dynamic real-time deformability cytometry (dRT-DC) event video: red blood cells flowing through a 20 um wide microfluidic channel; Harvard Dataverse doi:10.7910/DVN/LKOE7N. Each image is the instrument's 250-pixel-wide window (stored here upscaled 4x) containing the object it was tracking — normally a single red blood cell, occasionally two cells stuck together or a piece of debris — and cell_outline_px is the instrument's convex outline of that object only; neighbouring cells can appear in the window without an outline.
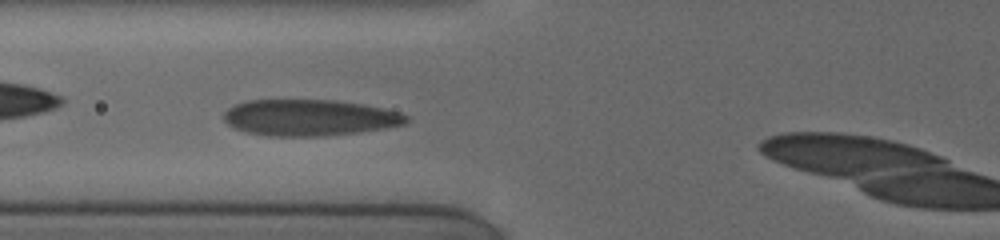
{"species": "human", "species_latin": "Homo sapiens", "temperature_condition": "cold", "stored_images_in_passage": 23, "camera_frame_rate_fps": 3000, "um_per_image_px": 0.085, "donor": {"sex": "female"}, "frame": {"image": 1, "passage_image": 5, "time_ms": 2.0, "image_size_px": [1000, 240], "cell_outline_px": [[408, 120], [404, 124], [356, 132], [324, 136], [268, 136], [244, 132], [232, 128], [224, 120], [224, 112], [228, 108], [236, 104], [248, 100], [332, 100], [360, 104], [400, 112], [408, 116]], "centroid_in_image_um": [26.22, 10.0], "position_along_channel_um": 99.6, "area_um2": 38.32}}
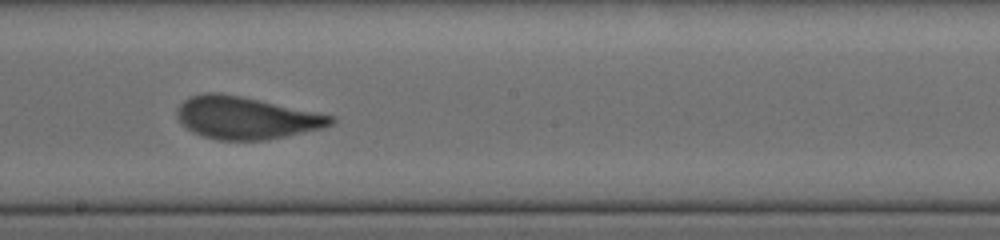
{"frame": {"image": 2, "passage_image": 11, "time_ms": 5.333, "image_size_px": [1000, 240], "cell_outline_px": [[336, 120], [332, 124], [324, 128], [268, 140], [216, 140], [192, 132], [176, 116], [180, 104], [184, 100], [192, 96], [204, 92], [216, 92], [240, 96], [336, 116]], "centroid_in_image_um": [20.95, 10.02], "position_along_channel_um": 227.3, "area_um2": 37.8}}
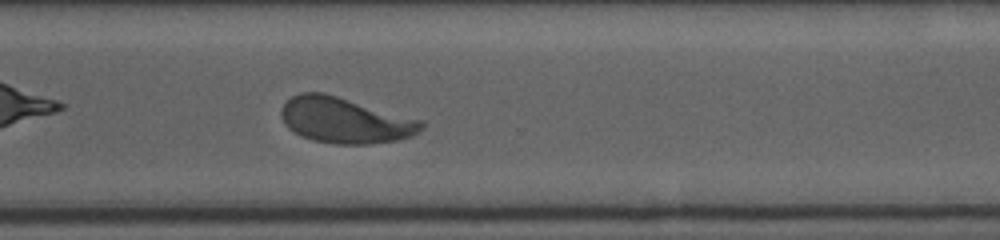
{"frame": {"image": 3, "passage_image": 18, "time_ms": 8.333, "image_size_px": [1000, 240], "cell_outline_px": [[424, 128], [412, 136], [396, 140], [368, 144], [336, 144], [316, 140], [304, 136], [288, 128], [284, 124], [280, 116], [280, 108], [292, 96], [300, 92], [324, 92], [424, 120]], "centroid_in_image_um": [29.34, 10.21], "position_along_channel_um": 341.3, "area_um2": 37.45}, "authors_computed_cell_mechanics": {"area_um2": 37.7434, "velocity_mm_per_s": 3.8161, "shape_relaxation_time_tau1_ms": 4.85, "shape_relaxation_time_tau2_ms": null, "deformation_change_tau1": 0.1863, "deformation_change_tau2": null}}